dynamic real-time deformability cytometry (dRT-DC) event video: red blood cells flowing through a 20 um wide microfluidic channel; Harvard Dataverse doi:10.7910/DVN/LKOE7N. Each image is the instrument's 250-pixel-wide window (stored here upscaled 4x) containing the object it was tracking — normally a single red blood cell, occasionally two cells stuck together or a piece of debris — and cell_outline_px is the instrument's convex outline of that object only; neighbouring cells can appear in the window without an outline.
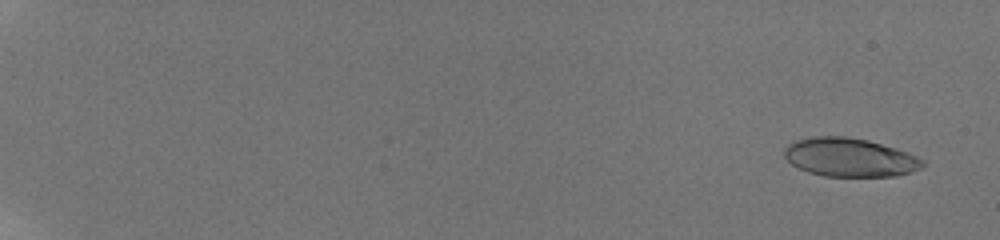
{"species": "human", "species_latin": "Homo sapiens", "temperature_condition": "room temperature", "stored_images_in_passage": 34, "camera_frame_rate_fps": 3000, "um_per_image_px": 0.085, "donor": {"sex": "male"}, "frame": {"image": 1, "passage_image": 2, "time_ms": 0.333, "image_size_px": [1000, 240], "cell_outline_px": [[928, 164], [912, 172], [896, 176], [824, 176], [808, 172], [792, 164], [784, 156], [784, 148], [788, 144], [796, 140], [812, 136], [844, 136], [868, 140], [896, 148], [916, 156], [924, 160]], "centroid_in_image_um": [72.24, 13.37], "position_along_channel_um": 12.8, "area_um2": 31.21}}
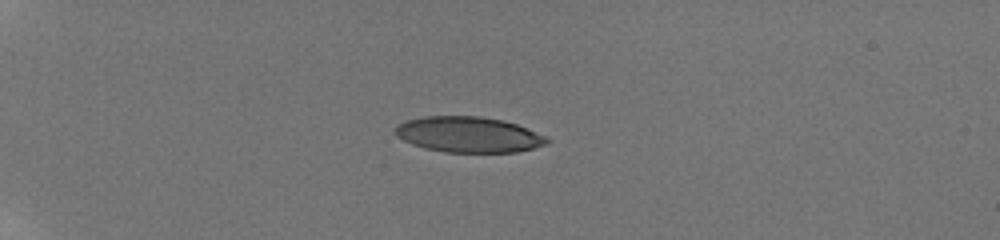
{"frame": {"image": 2, "passage_image": 21, "time_ms": 5.333, "image_size_px": [1000, 240], "cell_outline_px": [[552, 140], [548, 144], [516, 152], [444, 152], [424, 148], [412, 144], [396, 136], [392, 132], [396, 124], [408, 120], [424, 116], [480, 116], [504, 120], [516, 124], [548, 136]], "centroid_in_image_um": [39.83, 11.43], "position_along_channel_um": 45.2, "area_um2": 31.85}}